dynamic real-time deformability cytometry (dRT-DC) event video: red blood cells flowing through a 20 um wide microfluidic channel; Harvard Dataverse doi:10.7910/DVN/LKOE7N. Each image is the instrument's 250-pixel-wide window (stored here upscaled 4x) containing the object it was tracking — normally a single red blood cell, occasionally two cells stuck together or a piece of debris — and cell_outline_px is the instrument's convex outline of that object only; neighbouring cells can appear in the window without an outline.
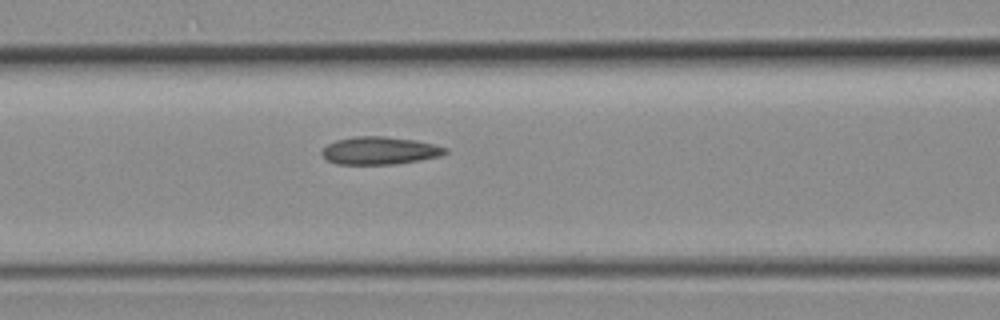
{"species": "common noctule bat (a hibernating species)", "species_latin": "Nyctalus noctula", "temperature_condition": "room temperature", "stored_images_in_passage": 4, "camera_frame_rate_fps": 3000, "um_per_image_px": 0.085, "animal": {"sex": "female", "body_mass_g": 19.3, "forearm_length_mm": 54.1}, "frame": {"image": 1, "passage_image": 4, "time_ms": 1.0, "image_size_px": [1000, 320], "cell_outline_px": [[448, 152], [440, 156], [420, 160], [392, 164], [336, 164], [328, 160], [320, 152], [328, 144], [336, 140], [356, 136], [384, 136], [416, 140], [448, 148]], "centroid_in_image_um": [32.28, 12.8], "position_along_channel_um": 134.3, "area_um2": 19.83}}